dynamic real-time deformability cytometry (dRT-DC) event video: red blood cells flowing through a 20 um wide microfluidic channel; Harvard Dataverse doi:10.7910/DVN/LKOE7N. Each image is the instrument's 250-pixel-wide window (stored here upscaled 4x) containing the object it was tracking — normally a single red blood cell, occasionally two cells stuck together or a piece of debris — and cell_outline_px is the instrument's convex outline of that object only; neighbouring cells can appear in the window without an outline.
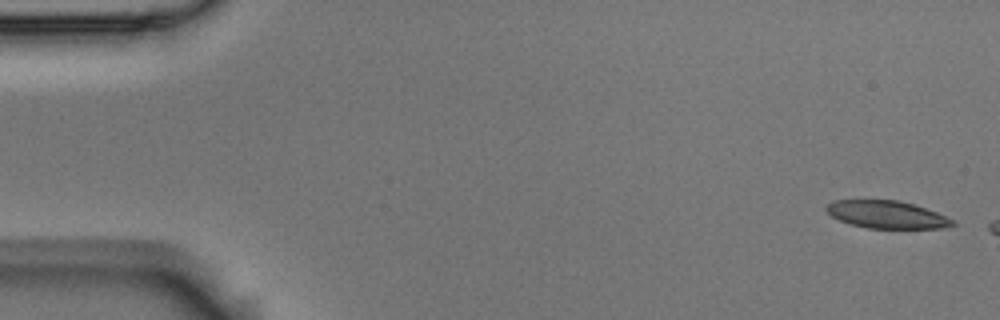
{"species": "Egyptian fruit bat (a non-hibernating species)", "species_latin": "Rousettus aegyptiacus", "temperature_condition": "room temperature", "stored_images_in_passage": 4, "camera_frame_rate_fps": 3000, "um_per_image_px": 0.085, "animal": {"sex": "male"}, "frame": {"image": 1, "passage_image": 1, "time_ms": 0.0, "image_size_px": [1000, 320], "cell_outline_px": [[956, 224], [944, 228], [868, 228], [852, 224], [840, 220], [832, 216], [824, 208], [832, 200], [896, 200], [912, 204], [936, 212], [956, 220]], "centroid_in_image_um": [75.39, 18.24], "position_along_channel_um": 9.6, "area_um2": 20.11}}